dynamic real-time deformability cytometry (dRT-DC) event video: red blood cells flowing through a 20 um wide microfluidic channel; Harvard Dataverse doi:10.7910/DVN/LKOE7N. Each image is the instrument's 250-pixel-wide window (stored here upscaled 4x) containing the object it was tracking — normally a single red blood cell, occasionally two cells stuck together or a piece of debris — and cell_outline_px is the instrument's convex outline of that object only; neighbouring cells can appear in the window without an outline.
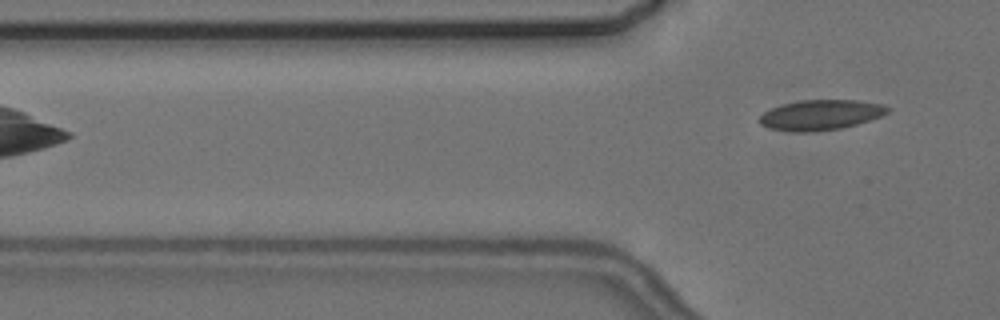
{"species": "common noctule bat (a hibernating species)", "species_latin": "Nyctalus noctula", "temperature_condition": "cold", "stored_images_in_passage": 3, "camera_frame_rate_fps": 3000, "um_per_image_px": 0.085, "animal": {"sex": "female", "body_mass_g": 24.6, "forearm_length_mm": 56.2}, "frame": {"image": 1, "passage_image": 3, "time_ms": 2.333, "image_size_px": [1000, 320], "cell_outline_px": [[892, 108], [888, 112], [880, 116], [856, 124], [840, 128], [812, 132], [792, 132], [768, 128], [760, 124], [756, 120], [764, 112], [772, 108], [784, 104], [800, 100], [860, 100], [884, 104]], "centroid_in_image_um": [69.75, 9.77], "position_along_channel_um": 56.1, "area_um2": 22.66}}